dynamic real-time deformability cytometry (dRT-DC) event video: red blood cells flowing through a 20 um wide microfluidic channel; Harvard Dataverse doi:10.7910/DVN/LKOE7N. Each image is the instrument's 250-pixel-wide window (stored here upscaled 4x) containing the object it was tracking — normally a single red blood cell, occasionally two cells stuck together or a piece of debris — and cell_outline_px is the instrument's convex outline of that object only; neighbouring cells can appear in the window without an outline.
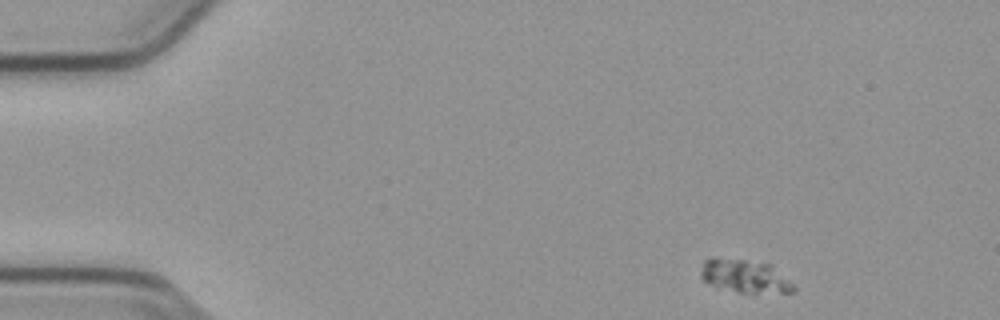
{"species": "common noctule bat (a hibernating species)", "species_latin": "Nyctalus noctula", "temperature_condition": "cold", "stored_images_in_passage": 51, "camera_frame_rate_fps": 3000, "um_per_image_px": 0.085, "animal": {"sex": "male", "body_mass_g": 23.1, "forearm_length_mm": 52.7}, "frame": {"image": 1, "passage_image": 2, "time_ms": 0.333, "image_size_px": [1000, 320], "cell_outline_px": [[796, 292], [736, 292], [716, 288], [704, 280], [700, 276], [700, 272], [704, 260], [712, 256], [716, 256], [772, 264], [796, 284]], "centroid_in_image_um": [63.32, 23.46], "position_along_channel_um": 21.7, "area_um2": 18.44}}
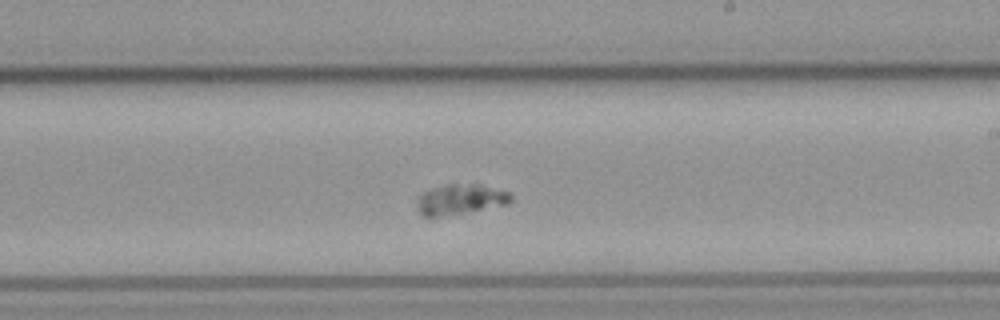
{"frame": {"image": 2, "passage_image": 28, "time_ms": 9.0, "image_size_px": [1000, 320], "cell_outline_px": [[512, 200], [508, 204], [464, 212], [436, 216], [420, 216], [416, 200], [424, 192], [448, 184], [480, 184], [508, 192], [512, 196]], "centroid_in_image_um": [39.14, 16.94], "position_along_channel_um": 249.9, "area_um2": 16.13}}
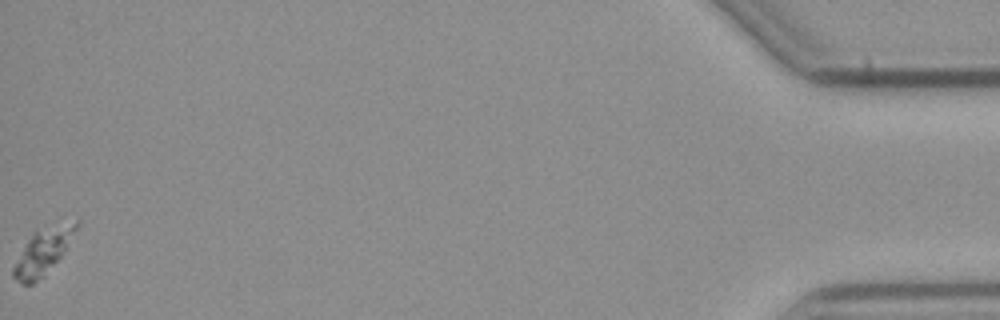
{"frame": {"image": 3, "passage_image": 51, "time_ms": 16.667, "image_size_px": [1000, 320], "cell_outline_px": [[80, 224], [60, 256], [44, 276], [32, 284], [20, 284], [12, 276], [12, 268], [28, 240], [36, 228], [80, 220]], "centroid_in_image_um": [3.63, 21.38], "position_along_channel_um": 431.6, "area_um2": 16.42}}